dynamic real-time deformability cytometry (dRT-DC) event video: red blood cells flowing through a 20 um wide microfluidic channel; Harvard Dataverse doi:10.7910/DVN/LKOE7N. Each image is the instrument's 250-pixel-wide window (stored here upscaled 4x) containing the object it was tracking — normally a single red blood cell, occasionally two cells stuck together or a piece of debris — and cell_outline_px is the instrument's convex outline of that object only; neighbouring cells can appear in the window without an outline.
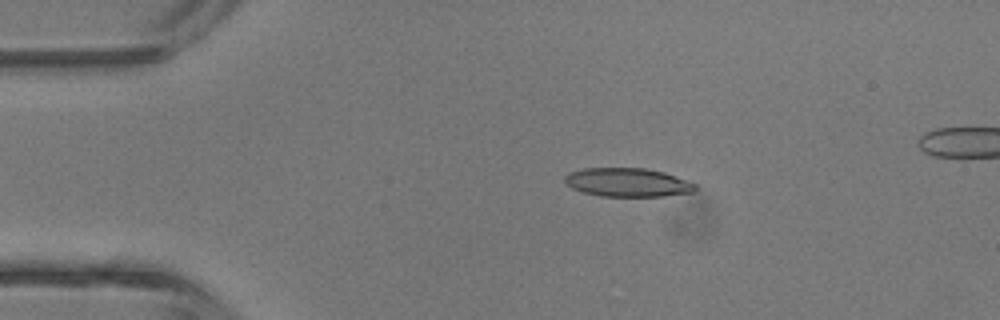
{"species": "common noctule bat (a hibernating species)", "species_latin": "Nyctalus noctula", "temperature_condition": "room temperature", "stored_images_in_passage": 4, "camera_frame_rate_fps": 3000, "um_per_image_px": 0.085, "animal": {"sex": "male", "body_mass_g": 13.3}, "frame": {"image": 1, "passage_image": 2, "time_ms": 2.0, "image_size_px": [1000, 320], "cell_outline_px": [[696, 188], [692, 192], [664, 196], [600, 196], [584, 192], [572, 188], [564, 180], [564, 176], [568, 172], [584, 168], [644, 168], [664, 172], [696, 184]], "centroid_in_image_um": [53.32, 15.5], "position_along_channel_um": 31.7, "area_um2": 21.68}}